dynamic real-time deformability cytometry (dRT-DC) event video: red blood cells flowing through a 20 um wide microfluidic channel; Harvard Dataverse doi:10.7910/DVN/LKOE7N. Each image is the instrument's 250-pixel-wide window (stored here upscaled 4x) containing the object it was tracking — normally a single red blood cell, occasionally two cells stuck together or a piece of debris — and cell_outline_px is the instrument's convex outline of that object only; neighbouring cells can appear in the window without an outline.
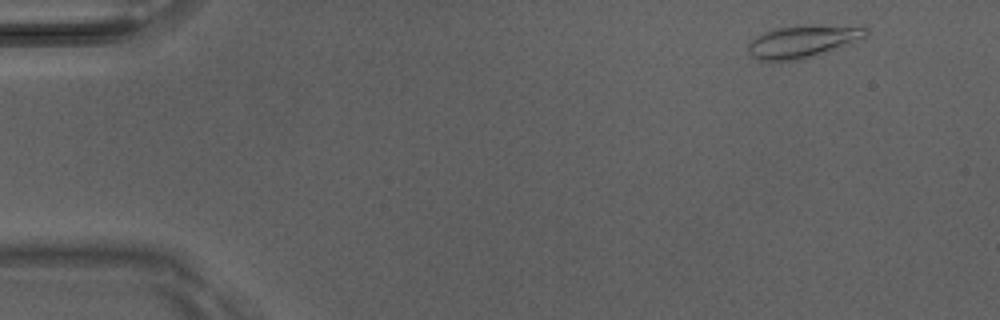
{"species": "Egyptian fruit bat (a non-hibernating species)", "species_latin": "Rousettus aegyptiacus", "temperature_condition": "room temperature", "stored_images_in_passage": 4, "camera_frame_rate_fps": 3000, "um_per_image_px": 0.085, "animal": {"sex": "male"}, "frame": {"image": 1, "passage_image": 1, "time_ms": 0.0, "image_size_px": [1000, 320], "cell_outline_px": [[868, 32], [864, 36], [812, 56], [800, 60], [768, 64], [752, 56], [748, 52], [748, 44], [756, 36], [772, 28], [800, 24], [812, 24], [868, 28]], "centroid_in_image_um": [68.05, 3.53], "position_along_channel_um": 16.9, "area_um2": 22.25}}